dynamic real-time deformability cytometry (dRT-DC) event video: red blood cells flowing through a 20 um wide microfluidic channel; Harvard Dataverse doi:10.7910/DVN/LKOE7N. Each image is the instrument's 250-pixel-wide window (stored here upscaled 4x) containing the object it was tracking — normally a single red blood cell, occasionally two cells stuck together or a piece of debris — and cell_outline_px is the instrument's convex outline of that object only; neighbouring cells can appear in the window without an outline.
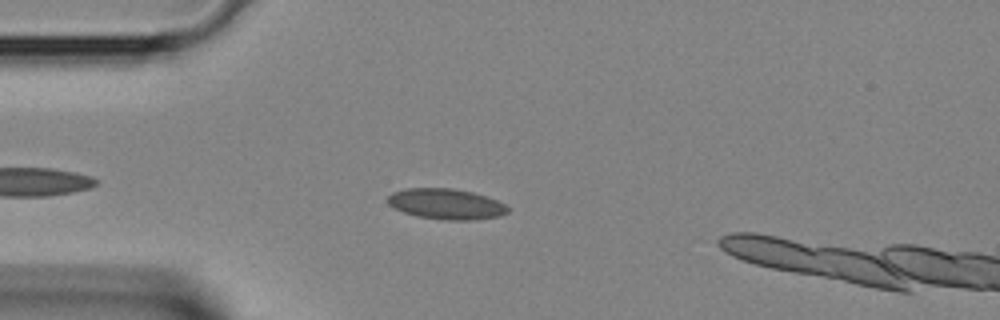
{"species": "Egyptian fruit bat (a non-hibernating species)", "species_latin": "Rousettus aegyptiacus", "temperature_condition": "room temperature", "stored_images_in_passage": 2, "camera_frame_rate_fps": 3000, "um_per_image_px": 0.085, "animal": {"sex": "female"}, "frame": {"image": 1, "passage_image": 1, "time_ms": 0.0, "image_size_px": [1000, 320], "cell_outline_px": [[508, 212], [500, 216], [476, 220], [444, 220], [416, 216], [404, 212], [388, 204], [384, 200], [392, 192], [404, 188], [452, 188], [472, 192], [496, 200], [504, 204], [508, 208]], "centroid_in_image_um": [37.88, 17.34], "position_along_channel_um": 47.1, "area_um2": 21.5}}